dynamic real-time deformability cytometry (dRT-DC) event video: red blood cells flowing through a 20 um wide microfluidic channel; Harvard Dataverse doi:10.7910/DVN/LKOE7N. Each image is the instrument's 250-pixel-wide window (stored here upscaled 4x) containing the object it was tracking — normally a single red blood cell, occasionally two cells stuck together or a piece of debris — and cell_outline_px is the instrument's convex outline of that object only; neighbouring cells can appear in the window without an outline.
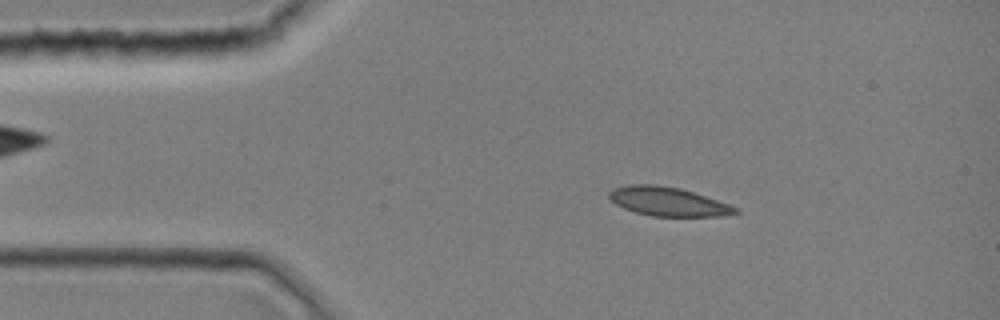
{"species": "common noctule bat (a hibernating species)", "species_latin": "Nyctalus noctula", "temperature_condition": "room temperature", "stored_images_in_passage": 10, "camera_frame_rate_fps": 3000, "um_per_image_px": 0.085, "animal": {"sex": "female", "body_mass_g": 19.0, "forearm_length_mm": 51.5}, "frame": {"image": 1, "passage_image": 6, "time_ms": 1.667, "image_size_px": [1000, 320], "cell_outline_px": [[740, 212], [724, 216], [652, 216], [636, 212], [624, 208], [616, 204], [608, 196], [608, 192], [612, 188], [628, 184], [656, 184], [680, 188], [740, 208]], "centroid_in_image_um": [56.76, 17.12], "position_along_channel_um": 28.2, "area_um2": 21.21}}